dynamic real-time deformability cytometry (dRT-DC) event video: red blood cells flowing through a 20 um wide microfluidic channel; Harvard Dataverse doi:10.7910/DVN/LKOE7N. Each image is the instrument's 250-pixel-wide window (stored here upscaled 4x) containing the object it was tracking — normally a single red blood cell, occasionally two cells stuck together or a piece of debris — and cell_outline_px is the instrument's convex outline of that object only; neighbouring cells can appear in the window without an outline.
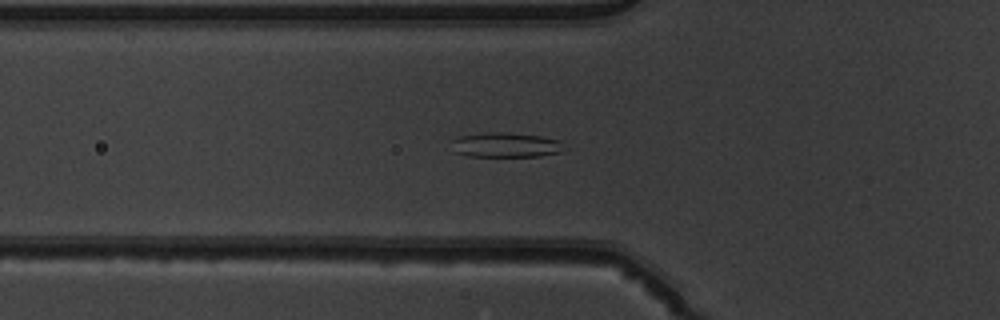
{"species": "common noctule bat (a hibernating species)", "species_latin": "Nyctalus noctula", "temperature_condition": "warm", "stored_images_in_passage": 46, "camera_frame_rate_fps": 3000, "um_per_image_px": 0.085, "animal": {"sex": "male", "body_mass_g": 19.5, "forearm_length_mm": 54.6}, "frame": {"image": 1, "passage_image": 13, "time_ms": 4.0, "image_size_px": [1000, 320], "cell_outline_px": [[560, 152], [540, 156], [468, 156], [456, 152], [452, 140], [456, 136], [488, 132], [504, 132], [540, 136], [560, 140]], "centroid_in_image_um": [42.94, 12.31], "position_along_channel_um": 82.9, "area_um2": 15.95}}
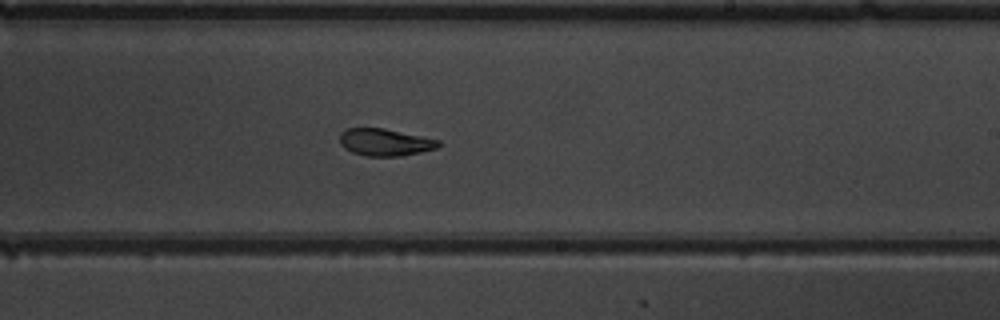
{"frame": {"image": 2, "passage_image": 26, "time_ms": 8.333, "image_size_px": [1000, 320], "cell_outline_px": [[440, 144], [436, 148], [420, 152], [400, 156], [364, 156], [352, 152], [344, 148], [340, 144], [340, 132], [348, 128], [384, 128], [440, 140]], "centroid_in_image_um": [32.69, 12.09], "position_along_channel_um": 256.3, "area_um2": 15.61}}
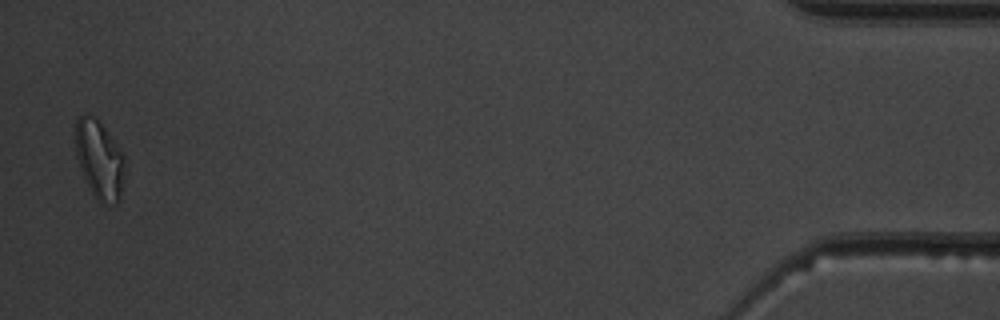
{"frame": {"image": 3, "passage_image": 45, "time_ms": 14.667, "image_size_px": [1000, 320], "cell_outline_px": [[124, 160], [120, 200], [116, 204], [112, 204], [100, 200], [92, 192], [80, 168], [76, 156], [76, 120], [84, 112], [88, 112], [96, 116], [116, 144], [124, 156]], "centroid_in_image_um": [8.43, 13.49], "position_along_channel_um": 426.8, "area_um2": 22.08}, "authors_computed_cell_mechanics": {"area_um2": 17.2244, "velocity_mm_per_s": 4.0015, "shape_relaxation_time_tau1_ms": null, "shape_relaxation_time_tau2_ms": 2.4357, "deformation_change_tau1": null, "deformation_change_tau2": 0.084}}